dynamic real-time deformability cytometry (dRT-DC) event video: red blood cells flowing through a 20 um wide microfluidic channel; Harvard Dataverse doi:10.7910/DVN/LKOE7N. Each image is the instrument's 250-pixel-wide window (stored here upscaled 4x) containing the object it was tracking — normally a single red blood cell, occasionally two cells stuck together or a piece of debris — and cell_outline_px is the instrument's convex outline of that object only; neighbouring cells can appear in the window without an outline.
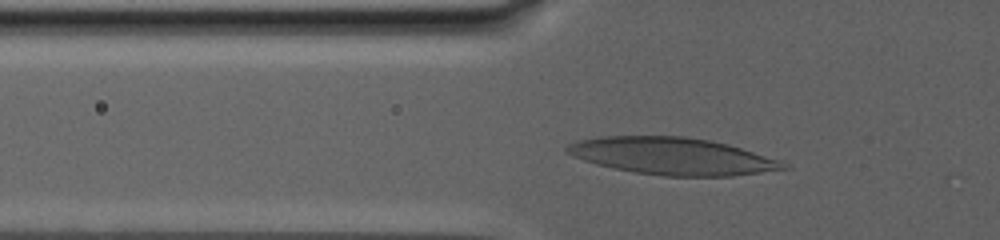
{"species": "human", "species_latin": "Homo sapiens", "temperature_condition": "warm", "stored_images_in_passage": 35, "camera_frame_rate_fps": 3000, "um_per_image_px": 0.085, "donor": {"sex": "male"}, "frame": {"image": 1, "passage_image": 15, "time_ms": 7.333, "image_size_px": [1000, 240], "cell_outline_px": [[792, 168], [732, 176], [664, 176], [636, 172], [612, 168], [596, 164], [572, 156], [564, 152], [564, 148], [568, 144], [580, 140], [600, 136], [684, 136], [712, 140], [728, 144], [780, 160], [788, 164]], "centroid_in_image_um": [57.14, 13.27], "position_along_channel_um": 68.7, "area_um2": 46.93}}
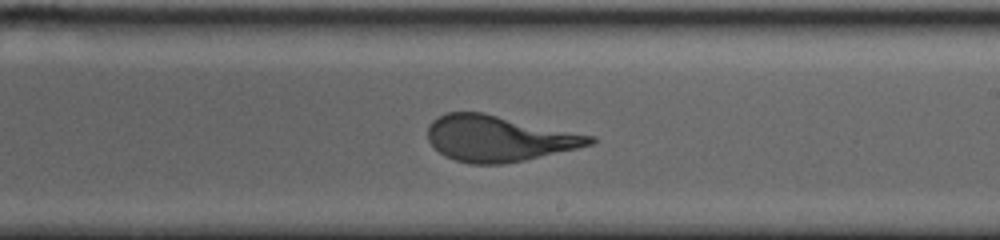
{"frame": {"image": 2, "passage_image": 24, "time_ms": 14.667, "image_size_px": [1000, 240], "cell_outline_px": [[596, 140], [592, 144], [576, 148], [524, 160], [504, 164], [472, 164], [456, 160], [444, 156], [428, 140], [428, 124], [432, 120], [448, 112], [484, 112], [596, 136]], "centroid_in_image_um": [42.39, 11.76], "position_along_channel_um": 246.6, "area_um2": 43.29}}
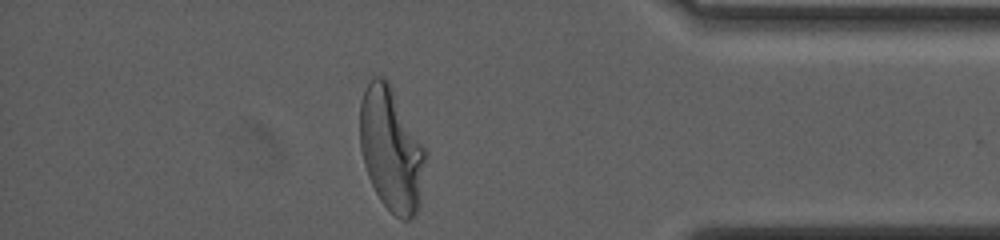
{"frame": {"image": 3, "passage_image": 35, "time_ms": 21.667, "image_size_px": [1000, 240], "cell_outline_px": [[428, 152], [420, 204], [416, 212], [408, 220], [400, 220], [380, 200], [368, 176], [364, 164], [360, 148], [360, 100], [372, 76], [384, 76], [388, 80]], "centroid_in_image_um": [33.28, 12.69], "position_along_channel_um": 401.9, "area_um2": 47.57}}